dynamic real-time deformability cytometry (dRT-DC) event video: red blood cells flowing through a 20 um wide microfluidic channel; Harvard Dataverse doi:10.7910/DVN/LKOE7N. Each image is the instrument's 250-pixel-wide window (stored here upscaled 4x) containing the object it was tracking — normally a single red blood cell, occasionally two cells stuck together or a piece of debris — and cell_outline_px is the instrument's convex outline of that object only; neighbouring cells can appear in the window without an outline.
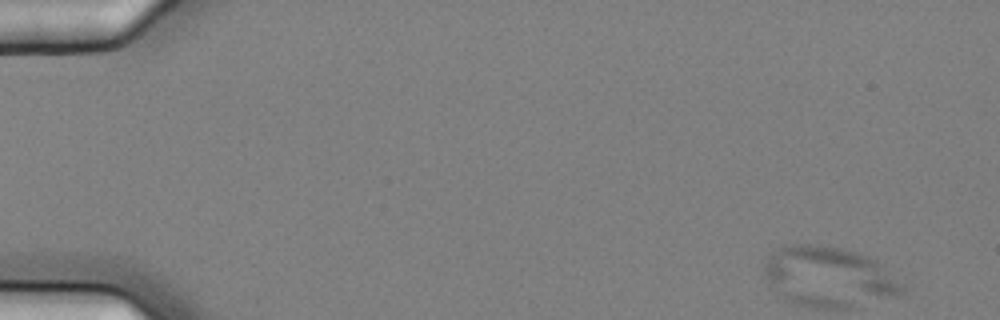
{"species": "common noctule bat (a hibernating species)", "species_latin": "Nyctalus noctula", "temperature_condition": "cold", "stored_images_in_passage": 5, "camera_frame_rate_fps": 3000, "um_per_image_px": 0.085, "animal": {"sex": "female", "body_mass_g": 25.1}, "frame": {"image": 1, "passage_image": 1, "time_ms": 0.0, "image_size_px": [1000, 320], "cell_outline_px": [[908, 288], [904, 292], [884, 296], [768, 284], [764, 276], [764, 264], [768, 256], [776, 248], [784, 244], [812, 244], [840, 248], [856, 252], [872, 260], [904, 284]], "centroid_in_image_um": [70.45, 23.0], "position_along_channel_um": 14.5, "area_um2": 36.93}}
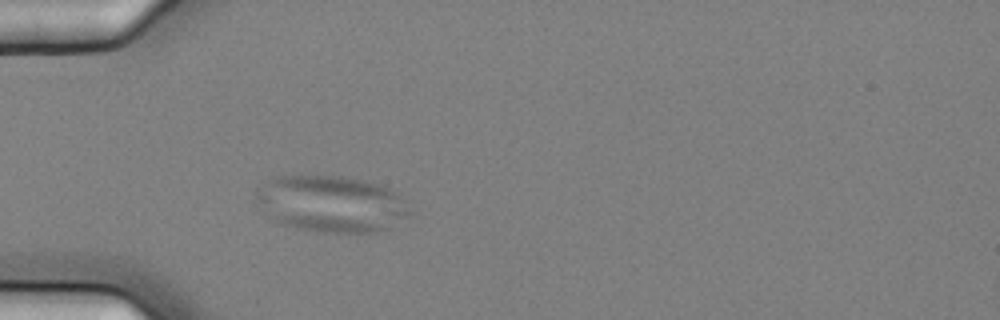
{"frame": {"image": 2, "passage_image": 5, "time_ms": 1.333, "image_size_px": [1000, 320], "cell_outline_px": [[412, 212], [408, 216], [388, 228], [376, 232], [324, 232], [296, 228], [284, 224], [256, 200], [256, 188], [268, 180], [276, 176], [340, 176], [384, 184], [396, 192], [400, 196]], "centroid_in_image_um": [28.23, 17.3], "position_along_channel_um": 56.8, "area_um2": 49.94}}